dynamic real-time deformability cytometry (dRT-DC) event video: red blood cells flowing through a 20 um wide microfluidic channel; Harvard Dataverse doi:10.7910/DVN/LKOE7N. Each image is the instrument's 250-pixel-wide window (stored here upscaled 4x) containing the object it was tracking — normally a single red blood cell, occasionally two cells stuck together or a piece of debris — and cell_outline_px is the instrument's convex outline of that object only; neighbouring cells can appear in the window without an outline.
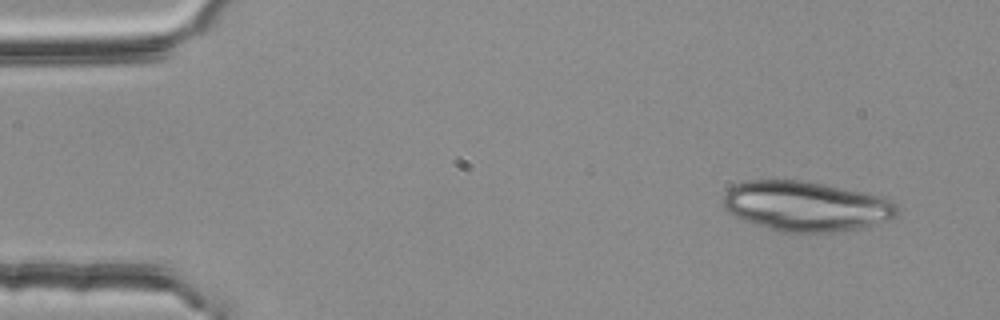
{"species": "common noctule bat (a hibernating species)", "species_latin": "Nyctalus noctula", "temperature_condition": "room temperature", "stored_images_in_passage": 4, "camera_frame_rate_fps": 3000, "um_per_image_px": 0.085, "animal": {"sex": "female", "body_mass_g": 25.1}, "frame": {"image": 1, "passage_image": 1, "time_ms": 0.0, "image_size_px": [1000, 320], "cell_outline_px": [[896, 216], [888, 220], [864, 228], [828, 232], [784, 232], [744, 220], [728, 212], [724, 208], [724, 192], [728, 188], [736, 184], [748, 180], [800, 180], [824, 184], [880, 196], [892, 200], [896, 204]], "centroid_in_image_um": [68.51, 17.52], "position_along_channel_um": 16.5, "area_um2": 50.29}}